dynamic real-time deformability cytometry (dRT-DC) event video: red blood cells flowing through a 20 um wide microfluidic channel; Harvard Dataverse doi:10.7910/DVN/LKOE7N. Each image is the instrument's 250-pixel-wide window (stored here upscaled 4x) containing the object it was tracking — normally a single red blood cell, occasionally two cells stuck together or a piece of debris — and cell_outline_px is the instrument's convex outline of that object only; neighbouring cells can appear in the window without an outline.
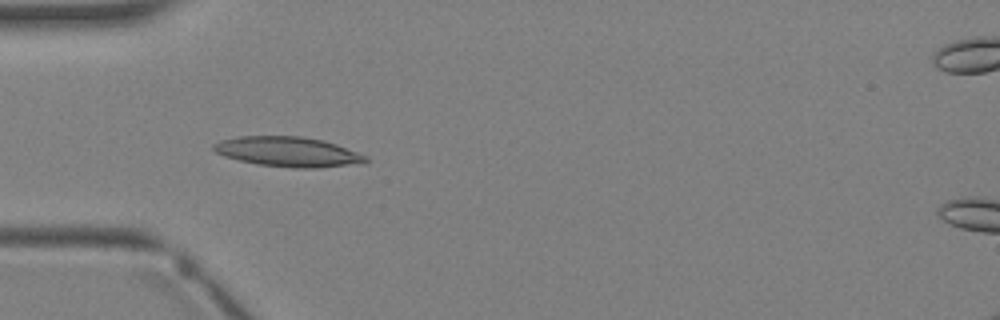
{"species": "Egyptian fruit bat (a non-hibernating species)", "species_latin": "Rousettus aegyptiacus", "temperature_condition": "warm", "stored_images_in_passage": 3, "camera_frame_rate_fps": 3000, "um_per_image_px": 0.085, "animal": {"sex": "female"}, "frame": {"image": 1, "passage_image": 3, "time_ms": 2.333, "image_size_px": [1000, 320], "cell_outline_px": [[368, 160], [364, 164], [320, 168], [292, 168], [256, 164], [224, 156], [216, 152], [212, 148], [212, 144], [220, 140], [240, 136], [300, 136], [324, 140], [336, 144], [368, 156]], "centroid_in_image_um": [24.52, 12.91], "position_along_channel_um": 60.5, "area_um2": 26.82}}